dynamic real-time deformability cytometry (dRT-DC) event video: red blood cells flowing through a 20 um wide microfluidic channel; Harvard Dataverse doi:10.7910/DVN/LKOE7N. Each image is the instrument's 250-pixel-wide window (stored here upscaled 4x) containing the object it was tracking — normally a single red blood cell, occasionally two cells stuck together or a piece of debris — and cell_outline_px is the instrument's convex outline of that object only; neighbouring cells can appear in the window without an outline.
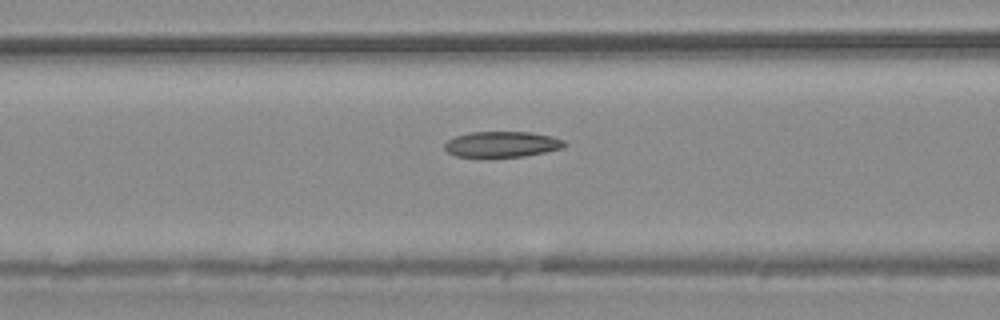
{"species": "common noctule bat (a hibernating species)", "species_latin": "Nyctalus noctula", "temperature_condition": "warm", "stored_images_in_passage": 47, "camera_frame_rate_fps": 3000, "um_per_image_px": 0.085, "animal": {"sex": "male", "body_mass_g": 20.4}, "frame": {"image": 1, "passage_image": 15, "time_ms": 4.667, "image_size_px": [1000, 320], "cell_outline_px": [[568, 144], [564, 148], [524, 156], [456, 156], [448, 152], [444, 148], [444, 144], [448, 140], [456, 136], [472, 132], [532, 132], [552, 136], [564, 140]], "centroid_in_image_um": [42.72, 12.25], "position_along_channel_um": 123.9, "area_um2": 17.8}}
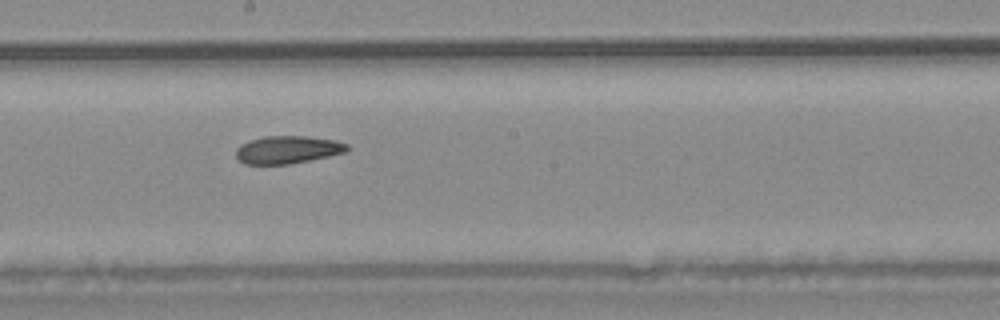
{"frame": {"image": 2, "passage_image": 23, "time_ms": 7.333, "image_size_px": [1000, 320], "cell_outline_px": [[348, 152], [288, 164], [244, 164], [236, 156], [236, 148], [240, 144], [264, 136], [304, 136], [336, 140], [348, 144]], "centroid_in_image_um": [24.45, 12.72], "position_along_channel_um": 223.7, "area_um2": 17.86}}
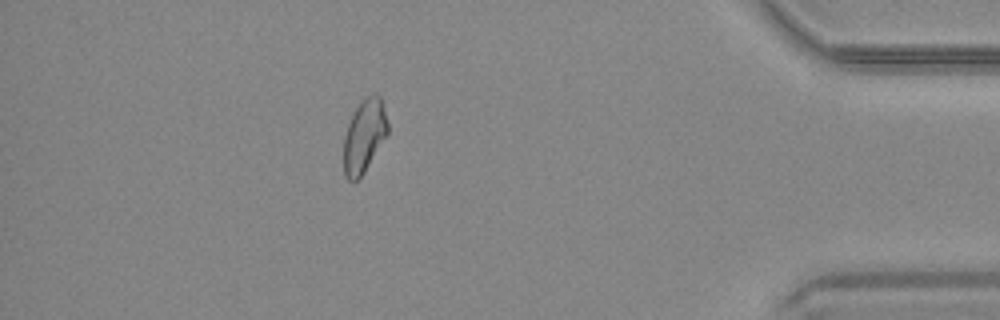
{"frame": {"image": 3, "passage_image": 41, "time_ms": 13.333, "image_size_px": [1000, 320], "cell_outline_px": [[388, 132], [364, 172], [356, 180], [348, 180], [344, 176], [344, 136], [348, 124], [356, 108], [368, 96], [376, 92], [380, 96], [388, 124]], "centroid_in_image_um": [30.95, 11.56], "position_along_channel_um": 404.3, "area_um2": 18.26}}